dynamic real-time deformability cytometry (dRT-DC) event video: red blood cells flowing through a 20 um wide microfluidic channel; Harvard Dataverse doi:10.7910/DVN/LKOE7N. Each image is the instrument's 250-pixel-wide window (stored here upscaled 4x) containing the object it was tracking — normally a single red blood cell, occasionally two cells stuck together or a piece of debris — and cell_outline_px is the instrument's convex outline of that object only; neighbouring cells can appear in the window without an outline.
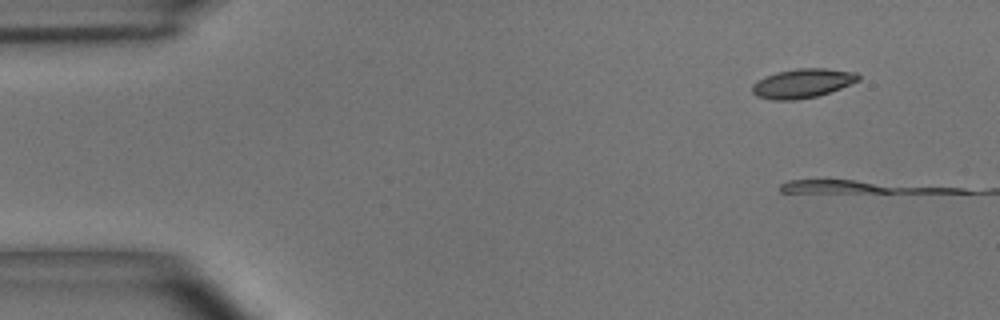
{"species": "common noctule bat (a hibernating species)", "species_latin": "Nyctalus noctula", "temperature_condition": "room temperature", "stored_images_in_passage": 8, "camera_frame_rate_fps": 3000, "um_per_image_px": 0.085, "animal": {"sex": "male", "body_mass_g": 15.6}, "frame": {"image": 1, "passage_image": 1, "time_ms": 0.0, "image_size_px": [1000, 320], "cell_outline_px": [[860, 80], [840, 88], [816, 96], [796, 100], [772, 100], [756, 96], [752, 92], [752, 84], [764, 76], [776, 72], [800, 68], [824, 68], [856, 72], [860, 76]], "centroid_in_image_um": [68.19, 7.08], "position_along_channel_um": 16.8, "area_um2": 18.03}}